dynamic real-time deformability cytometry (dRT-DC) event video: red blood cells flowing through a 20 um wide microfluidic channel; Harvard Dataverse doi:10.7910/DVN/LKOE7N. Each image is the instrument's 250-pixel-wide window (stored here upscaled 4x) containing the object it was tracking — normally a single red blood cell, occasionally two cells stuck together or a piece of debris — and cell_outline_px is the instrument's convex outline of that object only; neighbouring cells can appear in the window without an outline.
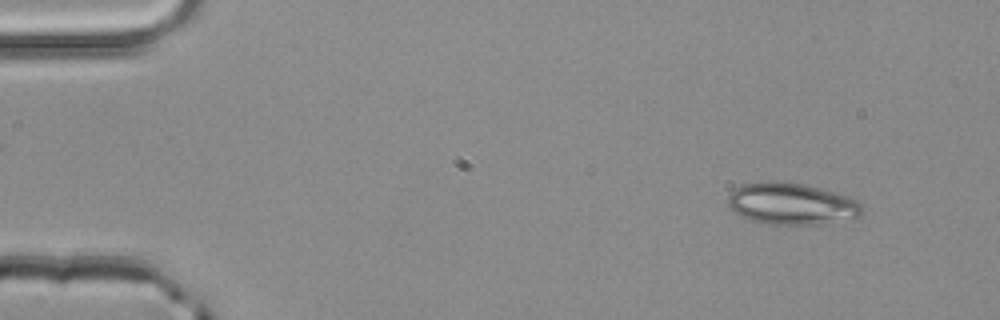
{"species": "common noctule bat (a hibernating species)", "species_latin": "Nyctalus noctula", "temperature_condition": "room temperature", "stored_images_in_passage": 51, "camera_frame_rate_fps": 3000, "um_per_image_px": 0.085, "animal": {"sex": "male", "body_mass_g": 20.4}, "frame": {"image": 1, "passage_image": 5, "time_ms": 1.333, "image_size_px": [1000, 320], "cell_outline_px": [[864, 212], [860, 216], [816, 224], [768, 224], [752, 220], [736, 212], [728, 204], [728, 196], [736, 188], [744, 184], [804, 184], [820, 188], [848, 196], [856, 200], [860, 204]], "centroid_in_image_um": [67.33, 17.35], "position_along_channel_um": 17.7, "area_um2": 31.21}}
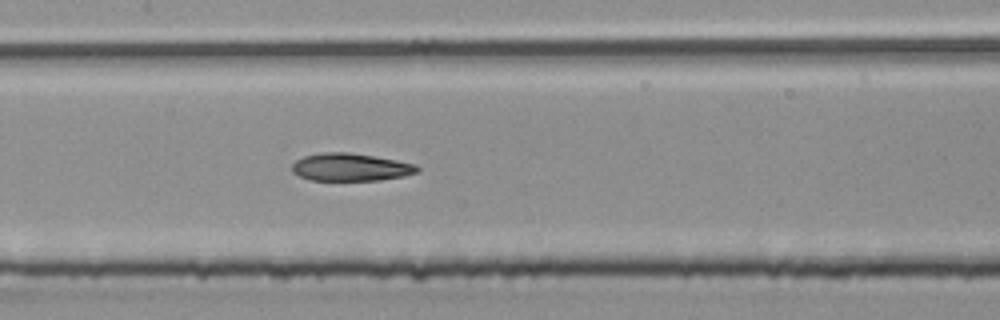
{"frame": {"image": 2, "passage_image": 25, "time_ms": 8.0, "image_size_px": [1000, 320], "cell_outline_px": [[420, 172], [404, 176], [380, 180], [312, 180], [300, 176], [292, 172], [292, 164], [296, 160], [304, 156], [320, 152], [348, 152], [396, 160], [416, 164], [420, 168]], "centroid_in_image_um": [29.81, 14.21], "position_along_channel_um": 177.6, "area_um2": 20.23}}
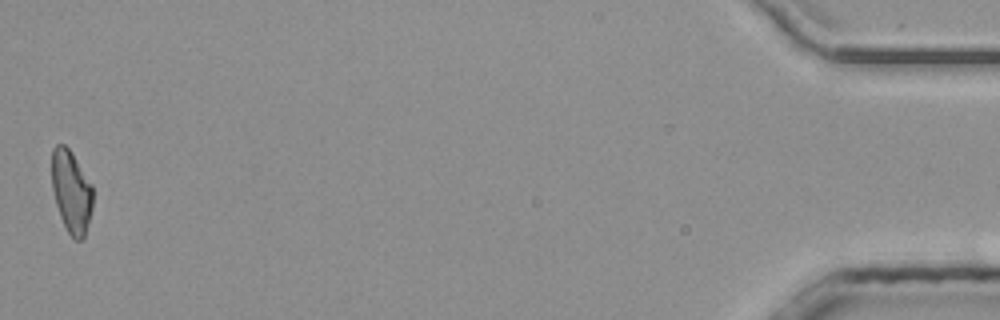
{"frame": {"image": 3, "passage_image": 51, "time_ms": 16.667, "image_size_px": [1000, 320], "cell_outline_px": [[92, 208], [84, 240], [76, 240], [68, 232], [60, 216], [56, 204], [52, 188], [52, 148], [56, 144], [64, 144], [72, 152], [92, 184]], "centroid_in_image_um": [6.06, 16.27], "position_along_channel_um": 429.1, "area_um2": 19.77}, "authors_computed_cell_mechanics": {"area_um2": 20.9814, "velocity_mm_per_s": 4.064, "shape_relaxation_time_tau1_ms": null, "shape_relaxation_time_tau2_ms": 3.8289, "deformation_change_tau1": null, "deformation_change_tau2": 0.1119}}